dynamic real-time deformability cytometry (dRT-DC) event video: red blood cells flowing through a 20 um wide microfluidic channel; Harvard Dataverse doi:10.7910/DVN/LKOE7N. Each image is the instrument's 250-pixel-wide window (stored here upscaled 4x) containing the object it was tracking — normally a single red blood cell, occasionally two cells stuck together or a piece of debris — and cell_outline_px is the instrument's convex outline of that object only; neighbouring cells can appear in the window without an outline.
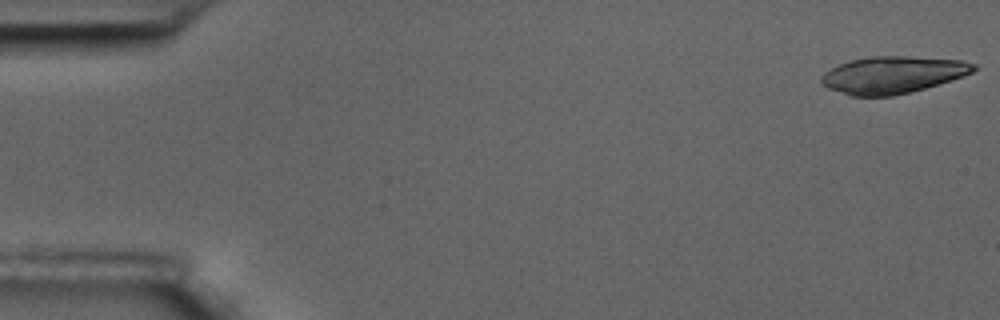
{"species": "common noctule bat (a hibernating species)", "species_latin": "Nyctalus noctula", "temperature_condition": "room temperature", "stored_images_in_passage": 57, "camera_frame_rate_fps": 3000, "um_per_image_px": 0.085, "animal": {"sex": "male", "body_mass_g": 17.5, "forearm_length_mm": 52.3}, "frame": {"image": 1, "passage_image": 1, "time_ms": 0.0, "image_size_px": [1000, 320], "cell_outline_px": [[976, 68], [972, 72], [964, 76], [952, 80], [924, 88], [892, 96], [852, 96], [828, 88], [820, 84], [820, 76], [824, 72], [840, 64], [852, 60], [868, 56], [908, 56], [960, 60], [976, 64]], "centroid_in_image_um": [75.86, 6.36], "position_along_channel_um": 9.1, "area_um2": 32.77}}